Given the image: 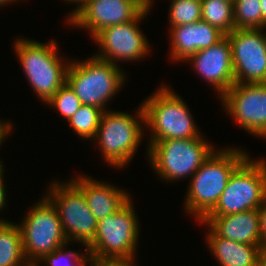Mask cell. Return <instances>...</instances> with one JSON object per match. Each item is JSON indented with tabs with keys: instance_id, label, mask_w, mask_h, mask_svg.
Returning a JSON list of instances; mask_svg holds the SVG:
<instances>
[{
	"instance_id": "1",
	"label": "cell",
	"mask_w": 266,
	"mask_h": 266,
	"mask_svg": "<svg viewBox=\"0 0 266 266\" xmlns=\"http://www.w3.org/2000/svg\"><path fill=\"white\" fill-rule=\"evenodd\" d=\"M248 157L240 148L214 150L189 180L185 211L201 221L216 206L232 173Z\"/></svg>"
},
{
	"instance_id": "2",
	"label": "cell",
	"mask_w": 266,
	"mask_h": 266,
	"mask_svg": "<svg viewBox=\"0 0 266 266\" xmlns=\"http://www.w3.org/2000/svg\"><path fill=\"white\" fill-rule=\"evenodd\" d=\"M131 199L118 212L98 220L93 242L85 248L91 266L105 262L134 261L139 220Z\"/></svg>"
},
{
	"instance_id": "3",
	"label": "cell",
	"mask_w": 266,
	"mask_h": 266,
	"mask_svg": "<svg viewBox=\"0 0 266 266\" xmlns=\"http://www.w3.org/2000/svg\"><path fill=\"white\" fill-rule=\"evenodd\" d=\"M14 43L25 77L39 99L46 103L66 83L70 61L60 57L55 40L40 43L21 37Z\"/></svg>"
},
{
	"instance_id": "4",
	"label": "cell",
	"mask_w": 266,
	"mask_h": 266,
	"mask_svg": "<svg viewBox=\"0 0 266 266\" xmlns=\"http://www.w3.org/2000/svg\"><path fill=\"white\" fill-rule=\"evenodd\" d=\"M146 128L152 134L148 140L193 139L202 136L192 113L181 96L172 88L161 85L142 103Z\"/></svg>"
},
{
	"instance_id": "5",
	"label": "cell",
	"mask_w": 266,
	"mask_h": 266,
	"mask_svg": "<svg viewBox=\"0 0 266 266\" xmlns=\"http://www.w3.org/2000/svg\"><path fill=\"white\" fill-rule=\"evenodd\" d=\"M123 72L118 65L93 55L81 62L70 61L66 83L82 104L107 111L105 105L124 85L126 76Z\"/></svg>"
},
{
	"instance_id": "6",
	"label": "cell",
	"mask_w": 266,
	"mask_h": 266,
	"mask_svg": "<svg viewBox=\"0 0 266 266\" xmlns=\"http://www.w3.org/2000/svg\"><path fill=\"white\" fill-rule=\"evenodd\" d=\"M203 136L193 139L149 140L147 159L165 181L190 178L215 150Z\"/></svg>"
},
{
	"instance_id": "7",
	"label": "cell",
	"mask_w": 266,
	"mask_h": 266,
	"mask_svg": "<svg viewBox=\"0 0 266 266\" xmlns=\"http://www.w3.org/2000/svg\"><path fill=\"white\" fill-rule=\"evenodd\" d=\"M138 108L136 117L127 112L112 110L102 114L94 139L101 147L105 162L112 168L120 169L128 165L144 136L142 125H145V115L142 103Z\"/></svg>"
},
{
	"instance_id": "8",
	"label": "cell",
	"mask_w": 266,
	"mask_h": 266,
	"mask_svg": "<svg viewBox=\"0 0 266 266\" xmlns=\"http://www.w3.org/2000/svg\"><path fill=\"white\" fill-rule=\"evenodd\" d=\"M266 202V160L248 157L231 175L216 206L206 216L259 209Z\"/></svg>"
},
{
	"instance_id": "9",
	"label": "cell",
	"mask_w": 266,
	"mask_h": 266,
	"mask_svg": "<svg viewBox=\"0 0 266 266\" xmlns=\"http://www.w3.org/2000/svg\"><path fill=\"white\" fill-rule=\"evenodd\" d=\"M43 197L19 224L23 252L30 266H35L46 254L69 243L56 207L46 195Z\"/></svg>"
},
{
	"instance_id": "10",
	"label": "cell",
	"mask_w": 266,
	"mask_h": 266,
	"mask_svg": "<svg viewBox=\"0 0 266 266\" xmlns=\"http://www.w3.org/2000/svg\"><path fill=\"white\" fill-rule=\"evenodd\" d=\"M47 198L56 207L68 242L88 247L94 240L98 220L88 207L84 193L71 181H52Z\"/></svg>"
},
{
	"instance_id": "11",
	"label": "cell",
	"mask_w": 266,
	"mask_h": 266,
	"mask_svg": "<svg viewBox=\"0 0 266 266\" xmlns=\"http://www.w3.org/2000/svg\"><path fill=\"white\" fill-rule=\"evenodd\" d=\"M150 10L144 8L132 21L108 26L99 31L92 39L100 50L95 56L114 65H118L117 61L121 60L138 62L145 58L151 51L150 43L138 25Z\"/></svg>"
},
{
	"instance_id": "12",
	"label": "cell",
	"mask_w": 266,
	"mask_h": 266,
	"mask_svg": "<svg viewBox=\"0 0 266 266\" xmlns=\"http://www.w3.org/2000/svg\"><path fill=\"white\" fill-rule=\"evenodd\" d=\"M264 29H234L230 41L235 83H266V33Z\"/></svg>"
},
{
	"instance_id": "13",
	"label": "cell",
	"mask_w": 266,
	"mask_h": 266,
	"mask_svg": "<svg viewBox=\"0 0 266 266\" xmlns=\"http://www.w3.org/2000/svg\"><path fill=\"white\" fill-rule=\"evenodd\" d=\"M220 100L240 127L266 139V83H235Z\"/></svg>"
},
{
	"instance_id": "14",
	"label": "cell",
	"mask_w": 266,
	"mask_h": 266,
	"mask_svg": "<svg viewBox=\"0 0 266 266\" xmlns=\"http://www.w3.org/2000/svg\"><path fill=\"white\" fill-rule=\"evenodd\" d=\"M144 7L136 0H89L68 23L88 30L93 37L102 29L132 21Z\"/></svg>"
},
{
	"instance_id": "15",
	"label": "cell",
	"mask_w": 266,
	"mask_h": 266,
	"mask_svg": "<svg viewBox=\"0 0 266 266\" xmlns=\"http://www.w3.org/2000/svg\"><path fill=\"white\" fill-rule=\"evenodd\" d=\"M189 61L197 75L200 74L214 86L219 99L235 84L231 46L227 36L217 44L192 54L185 60Z\"/></svg>"
},
{
	"instance_id": "16",
	"label": "cell",
	"mask_w": 266,
	"mask_h": 266,
	"mask_svg": "<svg viewBox=\"0 0 266 266\" xmlns=\"http://www.w3.org/2000/svg\"><path fill=\"white\" fill-rule=\"evenodd\" d=\"M170 56L174 62L185 61L199 50L209 48L226 35L203 20L174 26L170 30Z\"/></svg>"
},
{
	"instance_id": "17",
	"label": "cell",
	"mask_w": 266,
	"mask_h": 266,
	"mask_svg": "<svg viewBox=\"0 0 266 266\" xmlns=\"http://www.w3.org/2000/svg\"><path fill=\"white\" fill-rule=\"evenodd\" d=\"M86 176L79 175L70 180L84 193L88 207L97 220L118 212L132 199L124 189Z\"/></svg>"
},
{
	"instance_id": "18",
	"label": "cell",
	"mask_w": 266,
	"mask_h": 266,
	"mask_svg": "<svg viewBox=\"0 0 266 266\" xmlns=\"http://www.w3.org/2000/svg\"><path fill=\"white\" fill-rule=\"evenodd\" d=\"M202 224H208L220 237L241 244L261 245L258 209L225 216H205Z\"/></svg>"
},
{
	"instance_id": "19",
	"label": "cell",
	"mask_w": 266,
	"mask_h": 266,
	"mask_svg": "<svg viewBox=\"0 0 266 266\" xmlns=\"http://www.w3.org/2000/svg\"><path fill=\"white\" fill-rule=\"evenodd\" d=\"M207 246L221 266H258L262 245L241 244L220 237L208 224Z\"/></svg>"
},
{
	"instance_id": "20",
	"label": "cell",
	"mask_w": 266,
	"mask_h": 266,
	"mask_svg": "<svg viewBox=\"0 0 266 266\" xmlns=\"http://www.w3.org/2000/svg\"><path fill=\"white\" fill-rule=\"evenodd\" d=\"M0 266H30L23 252L20 227L12 221L0 222Z\"/></svg>"
},
{
	"instance_id": "21",
	"label": "cell",
	"mask_w": 266,
	"mask_h": 266,
	"mask_svg": "<svg viewBox=\"0 0 266 266\" xmlns=\"http://www.w3.org/2000/svg\"><path fill=\"white\" fill-rule=\"evenodd\" d=\"M201 20L225 35L234 30L233 2L230 0H201Z\"/></svg>"
},
{
	"instance_id": "22",
	"label": "cell",
	"mask_w": 266,
	"mask_h": 266,
	"mask_svg": "<svg viewBox=\"0 0 266 266\" xmlns=\"http://www.w3.org/2000/svg\"><path fill=\"white\" fill-rule=\"evenodd\" d=\"M104 111L92 105H82L68 120L73 131L85 140H94Z\"/></svg>"
},
{
	"instance_id": "23",
	"label": "cell",
	"mask_w": 266,
	"mask_h": 266,
	"mask_svg": "<svg viewBox=\"0 0 266 266\" xmlns=\"http://www.w3.org/2000/svg\"><path fill=\"white\" fill-rule=\"evenodd\" d=\"M234 29H262L260 0H234Z\"/></svg>"
},
{
	"instance_id": "24",
	"label": "cell",
	"mask_w": 266,
	"mask_h": 266,
	"mask_svg": "<svg viewBox=\"0 0 266 266\" xmlns=\"http://www.w3.org/2000/svg\"><path fill=\"white\" fill-rule=\"evenodd\" d=\"M169 23L174 26L191 24L201 20V0H170Z\"/></svg>"
},
{
	"instance_id": "25",
	"label": "cell",
	"mask_w": 266,
	"mask_h": 266,
	"mask_svg": "<svg viewBox=\"0 0 266 266\" xmlns=\"http://www.w3.org/2000/svg\"><path fill=\"white\" fill-rule=\"evenodd\" d=\"M59 114L69 120L83 105L75 92L65 83L47 102Z\"/></svg>"
},
{
	"instance_id": "26",
	"label": "cell",
	"mask_w": 266,
	"mask_h": 266,
	"mask_svg": "<svg viewBox=\"0 0 266 266\" xmlns=\"http://www.w3.org/2000/svg\"><path fill=\"white\" fill-rule=\"evenodd\" d=\"M67 245L68 244H65L54 250L52 253L46 254L35 266H40V263H44V266H46V264L47 266H86L87 263L91 264L87 252L85 253L86 255L83 253L80 255L79 252L74 250L66 251Z\"/></svg>"
},
{
	"instance_id": "27",
	"label": "cell",
	"mask_w": 266,
	"mask_h": 266,
	"mask_svg": "<svg viewBox=\"0 0 266 266\" xmlns=\"http://www.w3.org/2000/svg\"><path fill=\"white\" fill-rule=\"evenodd\" d=\"M261 245L266 247V202L258 209Z\"/></svg>"
},
{
	"instance_id": "28",
	"label": "cell",
	"mask_w": 266,
	"mask_h": 266,
	"mask_svg": "<svg viewBox=\"0 0 266 266\" xmlns=\"http://www.w3.org/2000/svg\"><path fill=\"white\" fill-rule=\"evenodd\" d=\"M13 124L12 122H3V120H0V145H2L1 143H3V141H5L6 137L8 134H11L10 132L12 131V127ZM5 138V139H4Z\"/></svg>"
},
{
	"instance_id": "29",
	"label": "cell",
	"mask_w": 266,
	"mask_h": 266,
	"mask_svg": "<svg viewBox=\"0 0 266 266\" xmlns=\"http://www.w3.org/2000/svg\"><path fill=\"white\" fill-rule=\"evenodd\" d=\"M67 4L69 3H78L79 5L69 13L68 18L66 17L67 21L69 22L81 9L88 3L89 0H64Z\"/></svg>"
},
{
	"instance_id": "30",
	"label": "cell",
	"mask_w": 266,
	"mask_h": 266,
	"mask_svg": "<svg viewBox=\"0 0 266 266\" xmlns=\"http://www.w3.org/2000/svg\"><path fill=\"white\" fill-rule=\"evenodd\" d=\"M5 180L2 178L1 180H0V210H2V209H4V207L6 206V194H7V192H6V187H5V185L6 184H4L5 182H4ZM2 218H0V222H6V221H9V220H4L5 218H3L2 220H1Z\"/></svg>"
},
{
	"instance_id": "31",
	"label": "cell",
	"mask_w": 266,
	"mask_h": 266,
	"mask_svg": "<svg viewBox=\"0 0 266 266\" xmlns=\"http://www.w3.org/2000/svg\"><path fill=\"white\" fill-rule=\"evenodd\" d=\"M135 261L105 262L96 266H135Z\"/></svg>"
},
{
	"instance_id": "32",
	"label": "cell",
	"mask_w": 266,
	"mask_h": 266,
	"mask_svg": "<svg viewBox=\"0 0 266 266\" xmlns=\"http://www.w3.org/2000/svg\"><path fill=\"white\" fill-rule=\"evenodd\" d=\"M262 9V29H266V0H260Z\"/></svg>"
},
{
	"instance_id": "33",
	"label": "cell",
	"mask_w": 266,
	"mask_h": 266,
	"mask_svg": "<svg viewBox=\"0 0 266 266\" xmlns=\"http://www.w3.org/2000/svg\"><path fill=\"white\" fill-rule=\"evenodd\" d=\"M258 266H266V247L261 248Z\"/></svg>"
},
{
	"instance_id": "34",
	"label": "cell",
	"mask_w": 266,
	"mask_h": 266,
	"mask_svg": "<svg viewBox=\"0 0 266 266\" xmlns=\"http://www.w3.org/2000/svg\"><path fill=\"white\" fill-rule=\"evenodd\" d=\"M138 3H140L145 9H150L152 7L153 0H136Z\"/></svg>"
},
{
	"instance_id": "35",
	"label": "cell",
	"mask_w": 266,
	"mask_h": 266,
	"mask_svg": "<svg viewBox=\"0 0 266 266\" xmlns=\"http://www.w3.org/2000/svg\"><path fill=\"white\" fill-rule=\"evenodd\" d=\"M3 164H4V162H1V160H0V180L2 179V178H4V166H3Z\"/></svg>"
},
{
	"instance_id": "36",
	"label": "cell",
	"mask_w": 266,
	"mask_h": 266,
	"mask_svg": "<svg viewBox=\"0 0 266 266\" xmlns=\"http://www.w3.org/2000/svg\"><path fill=\"white\" fill-rule=\"evenodd\" d=\"M13 1L15 2L17 0H0V7L1 6L3 7L4 4H6V5H8L9 3L11 4Z\"/></svg>"
}]
</instances>
